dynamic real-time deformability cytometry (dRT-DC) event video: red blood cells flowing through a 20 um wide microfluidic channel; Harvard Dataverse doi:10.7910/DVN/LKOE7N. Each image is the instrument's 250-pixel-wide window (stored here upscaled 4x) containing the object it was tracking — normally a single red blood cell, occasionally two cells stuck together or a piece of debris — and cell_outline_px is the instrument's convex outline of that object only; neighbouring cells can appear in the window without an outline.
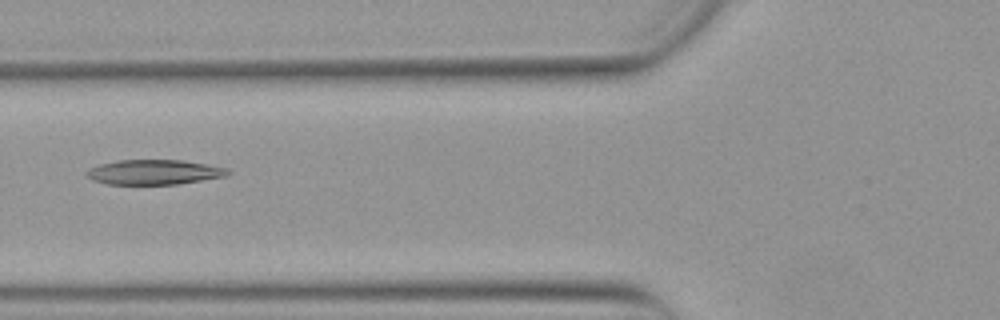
{"species": "Egyptian fruit bat (a non-hibernating species)", "species_latin": "Rousettus aegyptiacus", "temperature_condition": "warm", "stored_images_in_passage": 46, "segment_of_instrument_passage": [1, 2], "camera_frame_rate_fps": 3000, "um_per_image_px": 0.085, "animal": {"sex": "female"}, "frame": {"image": 1, "passage_image": 13, "time_ms": 4.0, "image_size_px": [1000, 320], "cell_outline_px": [[232, 172], [224, 176], [176, 184], [108, 184], [92, 180], [84, 172], [88, 168], [100, 164], [116, 160], [184, 160], [208, 164], [228, 168]], "centroid_in_image_um": [13.08, 14.62], "position_along_channel_um": 112.7, "area_um2": 20.46}}
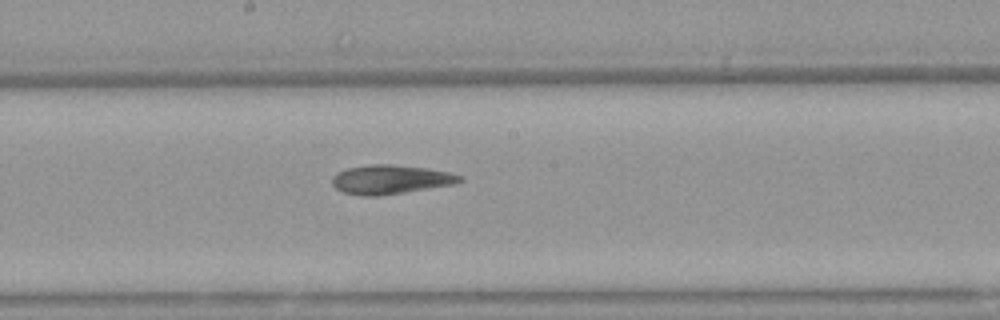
{"frame": {"image": 2, "passage_image": 21, "time_ms": 6.667, "image_size_px": [1000, 320], "cell_outline_px": [[464, 180], [456, 184], [404, 192], [376, 196], [360, 196], [344, 192], [336, 188], [332, 184], [332, 176], [336, 172], [348, 168], [368, 164], [392, 164], [428, 168], [448, 172], [460, 176]], "centroid_in_image_um": [33.17, 15.25], "position_along_channel_um": 215.0, "area_um2": 21.68}}
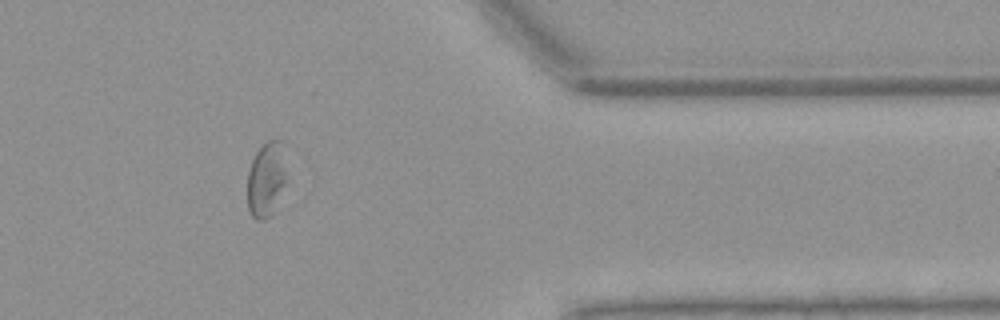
{"frame": {"image": 3, "passage_image": 36, "time_ms": 11.667, "image_size_px": [1000, 320], "cell_outline_px": [[284, 184], [272, 212], [264, 220], [256, 220], [248, 212], [248, 172], [252, 160], [256, 152], [268, 140], [280, 140], [284, 172]], "centroid_in_image_um": [22.56, 15.29], "position_along_channel_um": 388.8, "area_um2": 16.24}}